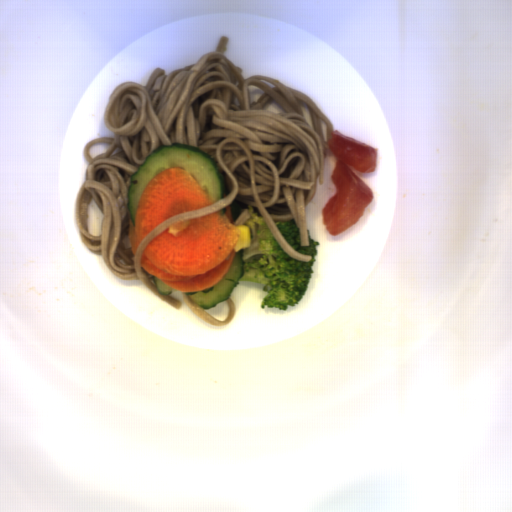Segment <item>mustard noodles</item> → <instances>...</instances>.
<instances>
[{
  "mask_svg": "<svg viewBox=\"0 0 512 512\" xmlns=\"http://www.w3.org/2000/svg\"><path fill=\"white\" fill-rule=\"evenodd\" d=\"M229 37L219 36L213 52L197 63L166 73L155 68L141 85L124 81L109 96L102 119L113 136L85 144L88 163L75 200V220L85 249L100 255L112 277L139 280L157 298L177 309L181 301L160 294L140 255L165 229L242 201L256 207L281 248L301 262L311 255L296 251L275 221L295 220L300 247L310 246L306 219L318 183L324 184L325 158L333 123L305 92L269 76L244 78L225 56ZM247 85L265 93L250 104ZM287 112L263 107L269 98ZM300 99L309 107L314 130L303 117ZM320 118L327 125L324 142ZM108 142L106 153L91 157L93 143ZM189 144L212 156L224 182L225 196L207 208L182 212L157 226L140 243L133 258L129 246L127 195L130 177L162 145ZM90 198L104 217L100 236H92L85 216Z\"/></svg>",
  "mask_w": 512,
  "mask_h": 512,
  "instance_id": "0af2e427",
  "label": "mustard noodles"
},
{
  "mask_svg": "<svg viewBox=\"0 0 512 512\" xmlns=\"http://www.w3.org/2000/svg\"><path fill=\"white\" fill-rule=\"evenodd\" d=\"M183 302L188 306V308L191 310L193 314H195L197 317L201 318L202 320L206 321L210 325L216 326V327H223L225 325H228L232 322L234 319L237 308L236 304L231 298V295L228 300H226L228 306H229V313L224 321H218L215 317H213L210 313L205 311L204 309L198 307L195 305L191 298L186 295L185 292L182 294Z\"/></svg>",
  "mask_w": 512,
  "mask_h": 512,
  "instance_id": "7f7daa86",
  "label": "mustard noodles"
}]
</instances>
